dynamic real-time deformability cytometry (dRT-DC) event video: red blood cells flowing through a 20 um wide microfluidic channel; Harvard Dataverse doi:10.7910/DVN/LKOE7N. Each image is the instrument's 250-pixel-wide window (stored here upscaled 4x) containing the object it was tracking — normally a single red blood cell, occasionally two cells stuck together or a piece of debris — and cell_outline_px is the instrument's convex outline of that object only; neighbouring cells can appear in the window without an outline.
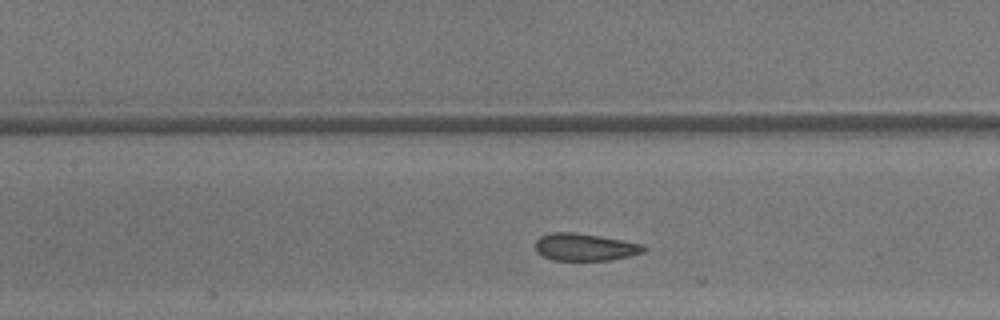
{"species": "common noctule bat (a hibernating species)", "species_latin": "Nyctalus noctula", "temperature_condition": "warm", "stored_images_in_passage": 28, "camera_frame_rate_fps": 3000, "um_per_image_px": 0.085, "animal": {"sex": "male", "body_mass_g": 13.3}, "frame": {"image": 1, "passage_image": 12, "time_ms": 3.667, "image_size_px": [1000, 320], "cell_outline_px": [[648, 248], [644, 252], [628, 256], [608, 260], [552, 260], [536, 252], [536, 240], [540, 236], [548, 232], [576, 232], [600, 236], [644, 244]], "centroid_in_image_um": [49.71, 20.99], "position_along_channel_um": 157.7, "area_um2": 17.34}}
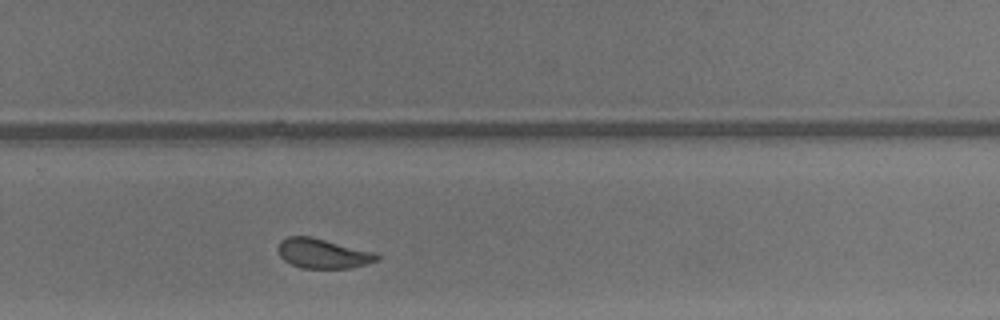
{"frame": {"image": 2, "passage_image": 22, "time_ms": 7.0, "image_size_px": [1000, 320], "cell_outline_px": [[380, 260], [352, 268], [300, 268], [284, 260], [280, 256], [276, 248], [280, 240], [288, 236], [312, 236], [372, 252], [380, 256]], "centroid_in_image_um": [27.4, 21.54], "position_along_channel_um": 302.4, "area_um2": 17.17}}
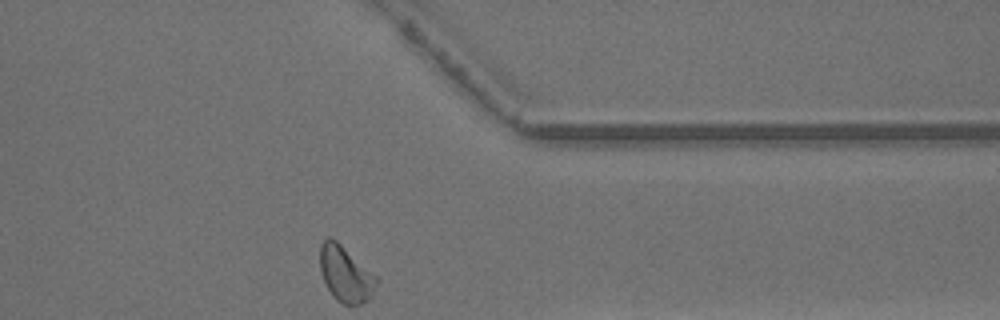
{"frame": {"image": 3, "passage_image": 28, "time_ms": 9.0, "image_size_px": [1000, 320], "cell_outline_px": [[380, 280], [368, 300], [360, 304], [344, 304], [336, 300], [328, 288], [320, 272], [320, 244], [328, 236], [336, 240], [380, 276]], "centroid_in_image_um": [29.42, 23.27], "position_along_channel_um": 382.0, "area_um2": 18.73}, "authors_computed_cell_mechanics": {"area_um2": 17.8024, "velocity_mm_per_s": 4.3671, "shape_relaxation_time_tau1_ms": 6.9178, "shape_relaxation_time_tau2_ms": null, "deformation_change_tau1": 0.1166, "deformation_change_tau2": null}}